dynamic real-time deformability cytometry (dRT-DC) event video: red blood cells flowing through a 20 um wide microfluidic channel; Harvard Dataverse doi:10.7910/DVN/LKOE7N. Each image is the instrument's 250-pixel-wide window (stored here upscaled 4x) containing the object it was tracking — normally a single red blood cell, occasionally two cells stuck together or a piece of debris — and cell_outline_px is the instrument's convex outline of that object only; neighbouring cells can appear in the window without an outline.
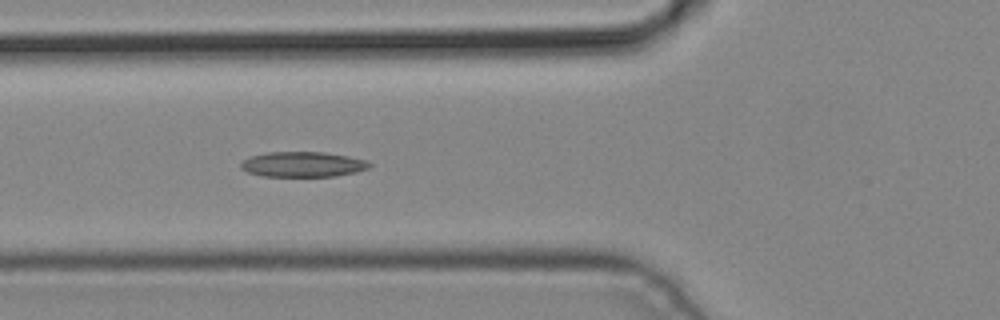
{"species": "common noctule bat (a hibernating species)", "species_latin": "Nyctalus noctula", "temperature_condition": "cold", "stored_images_in_passage": 5, "camera_frame_rate_fps": 3000, "um_per_image_px": 0.085, "animal": {"sex": "male", "body_mass_g": 19.2, "forearm_length_mm": 51.8}, "frame": {"image": 1, "passage_image": 5, "time_ms": 1.333, "image_size_px": [1000, 320], "cell_outline_px": [[372, 164], [368, 168], [356, 172], [336, 176], [260, 176], [248, 172], [240, 168], [240, 164], [244, 160], [252, 156], [268, 152], [324, 152], [348, 156], [364, 160]], "centroid_in_image_um": [25.73, 13.97], "position_along_channel_um": 100.1, "area_um2": 18.79}}